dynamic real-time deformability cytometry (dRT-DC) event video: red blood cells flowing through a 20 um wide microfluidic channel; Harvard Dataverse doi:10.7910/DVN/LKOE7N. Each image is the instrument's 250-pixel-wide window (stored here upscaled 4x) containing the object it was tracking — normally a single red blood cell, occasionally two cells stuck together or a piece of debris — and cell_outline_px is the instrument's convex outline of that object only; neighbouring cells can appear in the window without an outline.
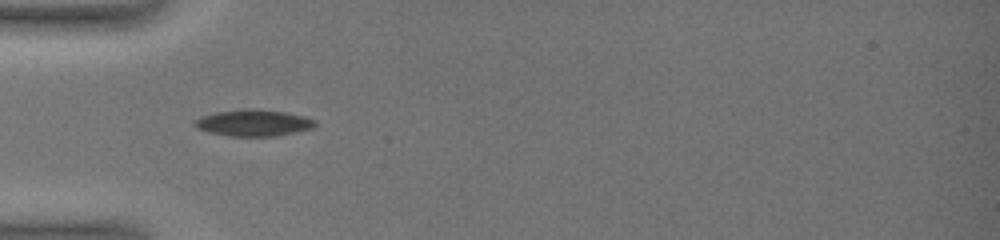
{"species": "common noctule bat (a hibernating species)", "species_latin": "Nyctalus noctula", "temperature_condition": "warm", "stored_images_in_passage": 7, "camera_frame_rate_fps": 3000, "um_per_image_px": 0.085, "animal": {"sex": "female", "body_mass_g": 19.0, "forearm_length_mm": 51.5}, "frame": {"image": 1, "passage_image": 1, "time_ms": 0.0, "image_size_px": [1000, 240], "cell_outline_px": [[316, 124], [312, 128], [276, 136], [228, 136], [208, 132], [196, 128], [192, 124], [196, 120], [204, 116], [216, 112], [248, 108], [256, 108], [284, 112], [304, 116], [316, 120]], "centroid_in_image_um": [21.54, 10.44], "position_along_channel_um": 63.5, "area_um2": 18.55}}
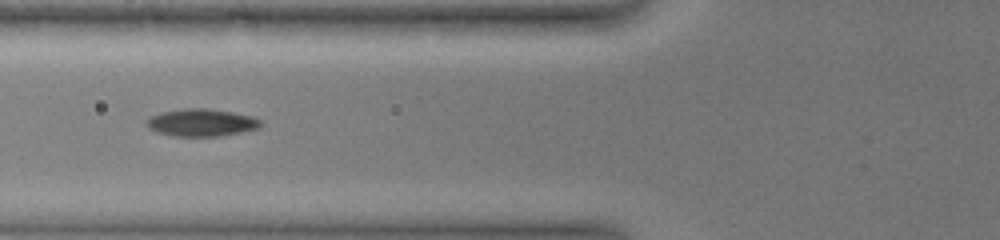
{"frame": {"image": 2, "passage_image": 4, "time_ms": 1.333, "image_size_px": [1000, 240], "cell_outline_px": [[264, 124], [260, 128], [220, 136], [172, 136], [156, 132], [148, 128], [144, 124], [144, 120], [148, 116], [160, 112], [184, 108], [208, 108], [232, 112], [252, 116], [260, 120]], "centroid_in_image_um": [17.07, 10.41], "position_along_channel_um": 108.7, "area_um2": 18.61}}